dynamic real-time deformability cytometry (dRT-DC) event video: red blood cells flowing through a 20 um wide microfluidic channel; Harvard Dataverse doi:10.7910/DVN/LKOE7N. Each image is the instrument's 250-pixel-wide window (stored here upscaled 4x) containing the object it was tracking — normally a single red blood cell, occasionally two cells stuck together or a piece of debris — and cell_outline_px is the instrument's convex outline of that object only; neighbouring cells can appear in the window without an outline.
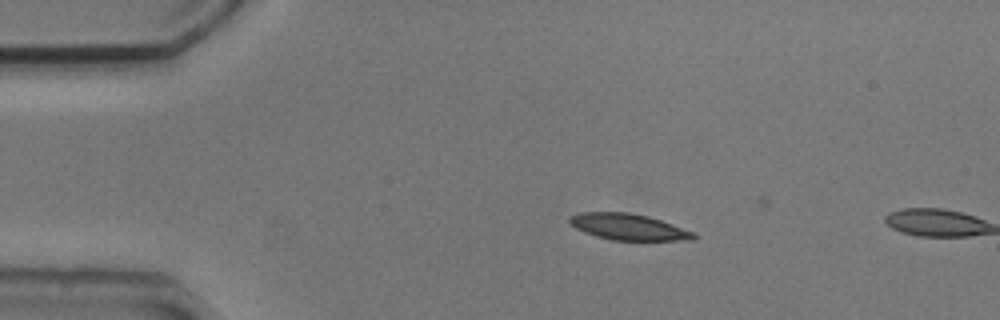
{"species": "common noctule bat (a hibernating species)", "species_latin": "Nyctalus noctula", "temperature_condition": "cold", "stored_images_in_passage": 2, "camera_frame_rate_fps": 3000, "um_per_image_px": 0.085, "animal": {"sex": "male", "body_mass_g": 20.5, "forearm_length_mm": 52.5}, "frame": {"image": 1, "passage_image": 1, "time_ms": 0.0, "image_size_px": [1000, 320], "cell_outline_px": [[696, 236], [692, 240], [612, 240], [596, 236], [584, 232], [576, 228], [568, 220], [568, 216], [580, 212], [628, 212], [648, 216], [696, 232]], "centroid_in_image_um": [53.41, 19.28], "position_along_channel_um": 31.6, "area_um2": 18.96}}